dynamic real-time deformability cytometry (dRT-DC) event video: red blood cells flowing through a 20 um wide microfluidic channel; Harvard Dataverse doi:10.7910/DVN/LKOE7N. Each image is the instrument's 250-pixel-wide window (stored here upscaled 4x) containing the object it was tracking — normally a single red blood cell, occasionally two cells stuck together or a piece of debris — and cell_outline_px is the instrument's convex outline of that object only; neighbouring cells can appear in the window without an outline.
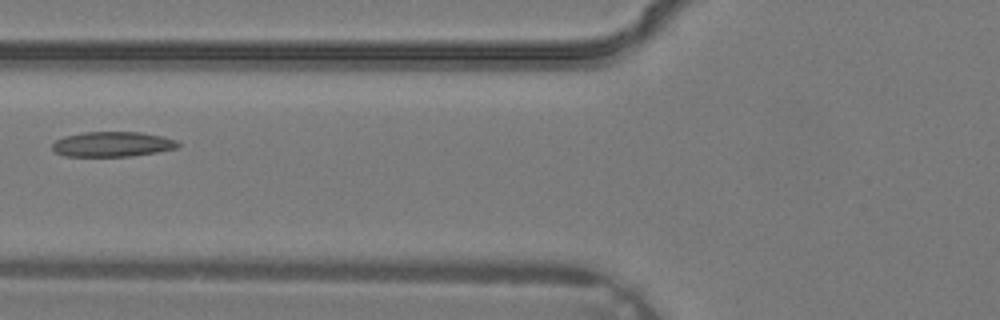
{"species": "common noctule bat (a hibernating species)", "species_latin": "Nyctalus noctula", "temperature_condition": "warm", "stored_images_in_passage": 4, "camera_frame_rate_fps": 3000, "um_per_image_px": 0.085, "animal": {"sex": "male", "body_mass_g": 19.2, "forearm_length_mm": 51.8}, "frame": {"image": 1, "passage_image": 4, "time_ms": 1.0, "image_size_px": [1000, 320], "cell_outline_px": [[180, 144], [176, 148], [156, 152], [132, 156], [64, 156], [56, 152], [52, 148], [52, 144], [56, 140], [64, 136], [84, 132], [140, 132], [160, 136], [176, 140]], "centroid_in_image_um": [9.53, 12.26], "position_along_channel_um": 116.3, "area_um2": 18.21}}